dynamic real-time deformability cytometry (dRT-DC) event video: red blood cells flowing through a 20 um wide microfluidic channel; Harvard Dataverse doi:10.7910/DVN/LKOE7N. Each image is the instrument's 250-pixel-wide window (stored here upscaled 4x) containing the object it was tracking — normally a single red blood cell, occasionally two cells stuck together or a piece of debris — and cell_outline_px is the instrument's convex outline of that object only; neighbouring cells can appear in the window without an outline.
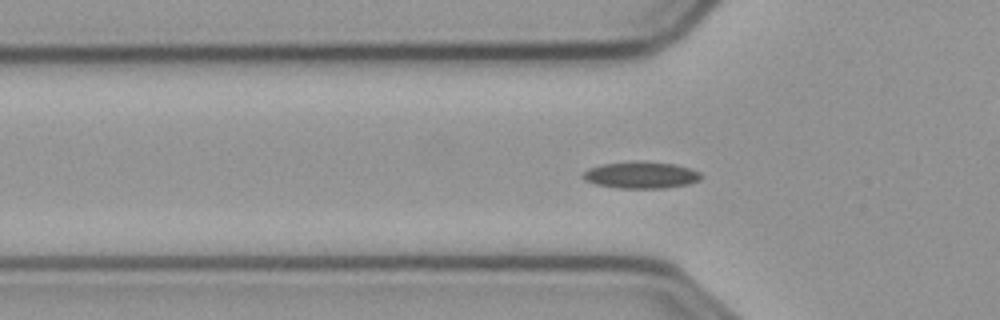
{"species": "common noctule bat (a hibernating species)", "species_latin": "Nyctalus noctula", "temperature_condition": "cold", "stored_images_in_passage": 42, "camera_frame_rate_fps": 3000, "um_per_image_px": 0.085, "animal": {"sex": "male", "body_mass_g": 23.1, "forearm_length_mm": 52.7}, "frame": {"image": 1, "passage_image": 2, "time_ms": 0.333, "image_size_px": [1000, 320], "cell_outline_px": [[704, 176], [700, 180], [688, 184], [664, 188], [616, 188], [596, 184], [584, 180], [584, 172], [588, 168], [604, 164], [636, 160], [672, 164], [688, 168], [700, 172]], "centroid_in_image_um": [54.5, 14.88], "position_along_channel_um": 71.3, "area_um2": 18.38}}
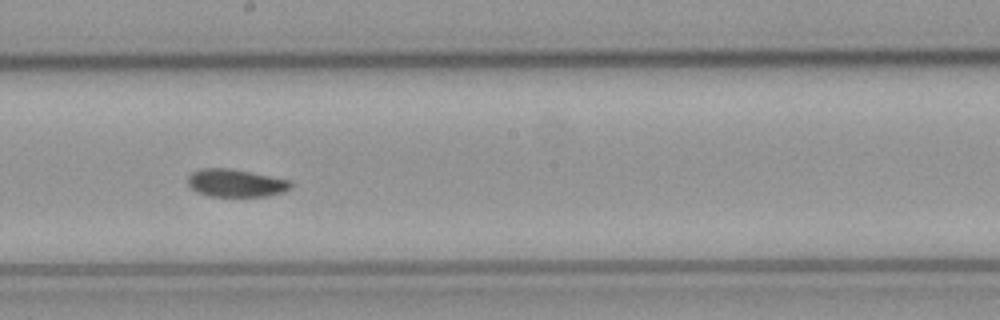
{"frame": {"image": 2, "passage_image": 15, "time_ms": 4.667, "image_size_px": [1000, 320], "cell_outline_px": [[292, 188], [284, 192], [268, 196], [208, 196], [196, 192], [188, 184], [188, 176], [192, 172], [200, 168], [228, 168], [288, 180], [292, 184]], "centroid_in_image_um": [20.01, 15.57], "position_along_channel_um": 228.2, "area_um2": 16.53}}
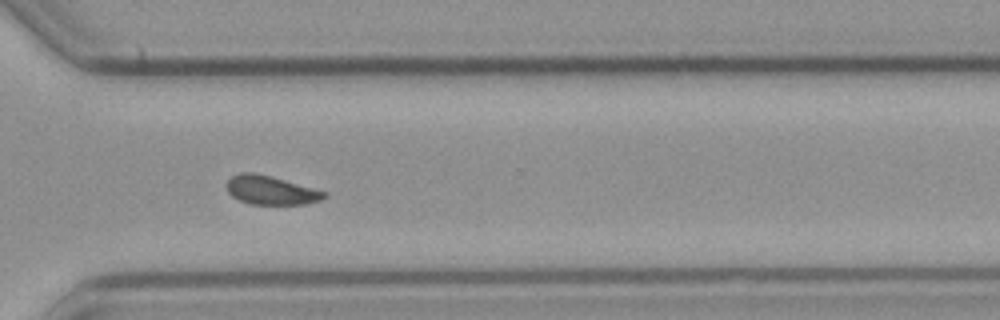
{"frame": {"image": 3, "passage_image": 25, "time_ms": 8.0, "image_size_px": [1000, 320], "cell_outline_px": [[328, 196], [320, 200], [304, 204], [248, 204], [232, 196], [228, 192], [228, 180], [232, 176], [240, 172], [252, 172], [272, 176], [328, 192]], "centroid_in_image_um": [23.05, 16.16], "position_along_channel_um": 347.6, "area_um2": 16.36}, "authors_computed_cell_mechanics": {"area_um2": 16.8487, "velocity_mm_per_s": 3.5933, "shape_relaxation_time_tau1_ms": 3.8148, "shape_relaxation_time_tau2_ms": 5.4161, "deformation_change_tau1": 0.0913, "deformation_change_tau2": 0.0708}}